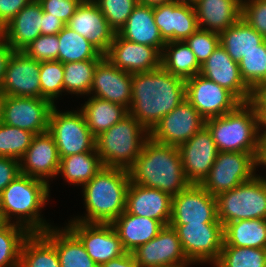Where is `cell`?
I'll list each match as a JSON object with an SVG mask.
<instances>
[{"instance_id":"1","label":"cell","mask_w":266,"mask_h":267,"mask_svg":"<svg viewBox=\"0 0 266 267\" xmlns=\"http://www.w3.org/2000/svg\"><path fill=\"white\" fill-rule=\"evenodd\" d=\"M186 100L185 80L162 67L132 74V97L128 113L149 132L163 116Z\"/></svg>"},{"instance_id":"2","label":"cell","mask_w":266,"mask_h":267,"mask_svg":"<svg viewBox=\"0 0 266 267\" xmlns=\"http://www.w3.org/2000/svg\"><path fill=\"white\" fill-rule=\"evenodd\" d=\"M128 171L130 182L159 189L172 197L191 184L185 177L179 148L156 142L151 137Z\"/></svg>"},{"instance_id":"3","label":"cell","mask_w":266,"mask_h":267,"mask_svg":"<svg viewBox=\"0 0 266 267\" xmlns=\"http://www.w3.org/2000/svg\"><path fill=\"white\" fill-rule=\"evenodd\" d=\"M50 184L20 174L0 193V211L5 222L24 227L29 233H43L52 227L40 215L50 195ZM12 216L16 221H11ZM42 217V218H41Z\"/></svg>"},{"instance_id":"4","label":"cell","mask_w":266,"mask_h":267,"mask_svg":"<svg viewBox=\"0 0 266 267\" xmlns=\"http://www.w3.org/2000/svg\"><path fill=\"white\" fill-rule=\"evenodd\" d=\"M129 185L128 170L104 166L82 186L87 214L70 221L111 224L125 211Z\"/></svg>"},{"instance_id":"5","label":"cell","mask_w":266,"mask_h":267,"mask_svg":"<svg viewBox=\"0 0 266 267\" xmlns=\"http://www.w3.org/2000/svg\"><path fill=\"white\" fill-rule=\"evenodd\" d=\"M219 152H245L255 157L259 144V115L250 102L206 120Z\"/></svg>"},{"instance_id":"6","label":"cell","mask_w":266,"mask_h":267,"mask_svg":"<svg viewBox=\"0 0 266 267\" xmlns=\"http://www.w3.org/2000/svg\"><path fill=\"white\" fill-rule=\"evenodd\" d=\"M149 137V131L128 113L96 137L95 148L105 167L129 170Z\"/></svg>"},{"instance_id":"7","label":"cell","mask_w":266,"mask_h":267,"mask_svg":"<svg viewBox=\"0 0 266 267\" xmlns=\"http://www.w3.org/2000/svg\"><path fill=\"white\" fill-rule=\"evenodd\" d=\"M216 199L217 218L223 226L243 219H266V186L258 174Z\"/></svg>"},{"instance_id":"8","label":"cell","mask_w":266,"mask_h":267,"mask_svg":"<svg viewBox=\"0 0 266 267\" xmlns=\"http://www.w3.org/2000/svg\"><path fill=\"white\" fill-rule=\"evenodd\" d=\"M48 131L54 137L60 158L96 150V138L80 110L61 112L55 105L50 113Z\"/></svg>"},{"instance_id":"9","label":"cell","mask_w":266,"mask_h":267,"mask_svg":"<svg viewBox=\"0 0 266 267\" xmlns=\"http://www.w3.org/2000/svg\"><path fill=\"white\" fill-rule=\"evenodd\" d=\"M256 157L245 152H218L211 170L200 185L212 196L236 188L256 175Z\"/></svg>"},{"instance_id":"10","label":"cell","mask_w":266,"mask_h":267,"mask_svg":"<svg viewBox=\"0 0 266 267\" xmlns=\"http://www.w3.org/2000/svg\"><path fill=\"white\" fill-rule=\"evenodd\" d=\"M172 226L191 264H215L219 259L224 237L222 223H187Z\"/></svg>"},{"instance_id":"11","label":"cell","mask_w":266,"mask_h":267,"mask_svg":"<svg viewBox=\"0 0 266 267\" xmlns=\"http://www.w3.org/2000/svg\"><path fill=\"white\" fill-rule=\"evenodd\" d=\"M54 105L44 98L0 95V121L34 134L49 130Z\"/></svg>"},{"instance_id":"12","label":"cell","mask_w":266,"mask_h":267,"mask_svg":"<svg viewBox=\"0 0 266 267\" xmlns=\"http://www.w3.org/2000/svg\"><path fill=\"white\" fill-rule=\"evenodd\" d=\"M186 100L205 119L233 111L241 102L227 89L198 74L185 80Z\"/></svg>"},{"instance_id":"13","label":"cell","mask_w":266,"mask_h":267,"mask_svg":"<svg viewBox=\"0 0 266 267\" xmlns=\"http://www.w3.org/2000/svg\"><path fill=\"white\" fill-rule=\"evenodd\" d=\"M221 223L217 218V199L200 184H190L172 197L169 225Z\"/></svg>"},{"instance_id":"14","label":"cell","mask_w":266,"mask_h":267,"mask_svg":"<svg viewBox=\"0 0 266 267\" xmlns=\"http://www.w3.org/2000/svg\"><path fill=\"white\" fill-rule=\"evenodd\" d=\"M69 222L66 227L81 241L88 255L99 267L126 253L111 224Z\"/></svg>"},{"instance_id":"15","label":"cell","mask_w":266,"mask_h":267,"mask_svg":"<svg viewBox=\"0 0 266 267\" xmlns=\"http://www.w3.org/2000/svg\"><path fill=\"white\" fill-rule=\"evenodd\" d=\"M205 125L206 120L187 100H184L163 116L149 133L156 142L179 147Z\"/></svg>"},{"instance_id":"16","label":"cell","mask_w":266,"mask_h":267,"mask_svg":"<svg viewBox=\"0 0 266 267\" xmlns=\"http://www.w3.org/2000/svg\"><path fill=\"white\" fill-rule=\"evenodd\" d=\"M141 267H187V259L176 230L164 226L158 235L132 252Z\"/></svg>"},{"instance_id":"17","label":"cell","mask_w":266,"mask_h":267,"mask_svg":"<svg viewBox=\"0 0 266 267\" xmlns=\"http://www.w3.org/2000/svg\"><path fill=\"white\" fill-rule=\"evenodd\" d=\"M40 62L14 51L7 63L0 95L41 98Z\"/></svg>"},{"instance_id":"18","label":"cell","mask_w":266,"mask_h":267,"mask_svg":"<svg viewBox=\"0 0 266 267\" xmlns=\"http://www.w3.org/2000/svg\"><path fill=\"white\" fill-rule=\"evenodd\" d=\"M178 148L185 177L191 184H200L211 170L219 152L210 130L205 125Z\"/></svg>"},{"instance_id":"19","label":"cell","mask_w":266,"mask_h":267,"mask_svg":"<svg viewBox=\"0 0 266 267\" xmlns=\"http://www.w3.org/2000/svg\"><path fill=\"white\" fill-rule=\"evenodd\" d=\"M153 17L165 42L185 41L198 29L194 5L180 0L153 6Z\"/></svg>"},{"instance_id":"20","label":"cell","mask_w":266,"mask_h":267,"mask_svg":"<svg viewBox=\"0 0 266 267\" xmlns=\"http://www.w3.org/2000/svg\"><path fill=\"white\" fill-rule=\"evenodd\" d=\"M104 56L117 68L130 74L150 72L161 67V53L155 47L130 42L117 33Z\"/></svg>"},{"instance_id":"21","label":"cell","mask_w":266,"mask_h":267,"mask_svg":"<svg viewBox=\"0 0 266 267\" xmlns=\"http://www.w3.org/2000/svg\"><path fill=\"white\" fill-rule=\"evenodd\" d=\"M199 74L230 91L241 103L250 102L252 90L242 80L238 62L221 44L201 65Z\"/></svg>"},{"instance_id":"22","label":"cell","mask_w":266,"mask_h":267,"mask_svg":"<svg viewBox=\"0 0 266 267\" xmlns=\"http://www.w3.org/2000/svg\"><path fill=\"white\" fill-rule=\"evenodd\" d=\"M60 157L54 137L49 131L35 134L30 147L20 159L21 174L49 183L58 176Z\"/></svg>"},{"instance_id":"23","label":"cell","mask_w":266,"mask_h":267,"mask_svg":"<svg viewBox=\"0 0 266 267\" xmlns=\"http://www.w3.org/2000/svg\"><path fill=\"white\" fill-rule=\"evenodd\" d=\"M91 94L129 109L132 97V74L120 70L104 56L97 63L90 96Z\"/></svg>"},{"instance_id":"24","label":"cell","mask_w":266,"mask_h":267,"mask_svg":"<svg viewBox=\"0 0 266 267\" xmlns=\"http://www.w3.org/2000/svg\"><path fill=\"white\" fill-rule=\"evenodd\" d=\"M66 25L90 41L102 54L108 51L116 33L93 0H82Z\"/></svg>"},{"instance_id":"25","label":"cell","mask_w":266,"mask_h":267,"mask_svg":"<svg viewBox=\"0 0 266 267\" xmlns=\"http://www.w3.org/2000/svg\"><path fill=\"white\" fill-rule=\"evenodd\" d=\"M125 212L160 221L169 225L172 213V196L156 188L130 182Z\"/></svg>"},{"instance_id":"26","label":"cell","mask_w":266,"mask_h":267,"mask_svg":"<svg viewBox=\"0 0 266 267\" xmlns=\"http://www.w3.org/2000/svg\"><path fill=\"white\" fill-rule=\"evenodd\" d=\"M42 5L32 0L1 30L0 35L14 51H22L41 35Z\"/></svg>"},{"instance_id":"27","label":"cell","mask_w":266,"mask_h":267,"mask_svg":"<svg viewBox=\"0 0 266 267\" xmlns=\"http://www.w3.org/2000/svg\"><path fill=\"white\" fill-rule=\"evenodd\" d=\"M242 0H197L198 28L220 34L241 18Z\"/></svg>"},{"instance_id":"28","label":"cell","mask_w":266,"mask_h":267,"mask_svg":"<svg viewBox=\"0 0 266 267\" xmlns=\"http://www.w3.org/2000/svg\"><path fill=\"white\" fill-rule=\"evenodd\" d=\"M117 34L130 42L155 47L160 53L166 44L155 24L153 6L150 5L138 3Z\"/></svg>"},{"instance_id":"29","label":"cell","mask_w":266,"mask_h":267,"mask_svg":"<svg viewBox=\"0 0 266 267\" xmlns=\"http://www.w3.org/2000/svg\"><path fill=\"white\" fill-rule=\"evenodd\" d=\"M111 225L117 232L124 250L129 253L152 240L164 227L160 221L125 211Z\"/></svg>"},{"instance_id":"30","label":"cell","mask_w":266,"mask_h":267,"mask_svg":"<svg viewBox=\"0 0 266 267\" xmlns=\"http://www.w3.org/2000/svg\"><path fill=\"white\" fill-rule=\"evenodd\" d=\"M43 234L54 244L60 267H99L81 241L67 228H48Z\"/></svg>"},{"instance_id":"31","label":"cell","mask_w":266,"mask_h":267,"mask_svg":"<svg viewBox=\"0 0 266 267\" xmlns=\"http://www.w3.org/2000/svg\"><path fill=\"white\" fill-rule=\"evenodd\" d=\"M86 124L96 138L128 114L123 105L91 96L80 108Z\"/></svg>"},{"instance_id":"32","label":"cell","mask_w":266,"mask_h":267,"mask_svg":"<svg viewBox=\"0 0 266 267\" xmlns=\"http://www.w3.org/2000/svg\"><path fill=\"white\" fill-rule=\"evenodd\" d=\"M223 245L266 249V219H243L223 226Z\"/></svg>"},{"instance_id":"33","label":"cell","mask_w":266,"mask_h":267,"mask_svg":"<svg viewBox=\"0 0 266 267\" xmlns=\"http://www.w3.org/2000/svg\"><path fill=\"white\" fill-rule=\"evenodd\" d=\"M220 44L235 61L239 62L247 53L257 49L265 38L242 18L219 34Z\"/></svg>"},{"instance_id":"34","label":"cell","mask_w":266,"mask_h":267,"mask_svg":"<svg viewBox=\"0 0 266 267\" xmlns=\"http://www.w3.org/2000/svg\"><path fill=\"white\" fill-rule=\"evenodd\" d=\"M161 67L184 80L200 73L201 65L185 41L166 42L161 52Z\"/></svg>"},{"instance_id":"35","label":"cell","mask_w":266,"mask_h":267,"mask_svg":"<svg viewBox=\"0 0 266 267\" xmlns=\"http://www.w3.org/2000/svg\"><path fill=\"white\" fill-rule=\"evenodd\" d=\"M103 167L104 165L95 150L60 158L58 174L62 175L69 184L82 187Z\"/></svg>"},{"instance_id":"36","label":"cell","mask_w":266,"mask_h":267,"mask_svg":"<svg viewBox=\"0 0 266 267\" xmlns=\"http://www.w3.org/2000/svg\"><path fill=\"white\" fill-rule=\"evenodd\" d=\"M18 267H60L54 244L43 233H30L22 244Z\"/></svg>"},{"instance_id":"37","label":"cell","mask_w":266,"mask_h":267,"mask_svg":"<svg viewBox=\"0 0 266 267\" xmlns=\"http://www.w3.org/2000/svg\"><path fill=\"white\" fill-rule=\"evenodd\" d=\"M59 40L58 61L62 63L102 59V54L90 41L67 25L57 34Z\"/></svg>"},{"instance_id":"38","label":"cell","mask_w":266,"mask_h":267,"mask_svg":"<svg viewBox=\"0 0 266 267\" xmlns=\"http://www.w3.org/2000/svg\"><path fill=\"white\" fill-rule=\"evenodd\" d=\"M101 59H90L80 62L63 63L64 93L90 95L94 72Z\"/></svg>"},{"instance_id":"39","label":"cell","mask_w":266,"mask_h":267,"mask_svg":"<svg viewBox=\"0 0 266 267\" xmlns=\"http://www.w3.org/2000/svg\"><path fill=\"white\" fill-rule=\"evenodd\" d=\"M29 234L15 223L5 222L0 226V267H18L21 247Z\"/></svg>"},{"instance_id":"40","label":"cell","mask_w":266,"mask_h":267,"mask_svg":"<svg viewBox=\"0 0 266 267\" xmlns=\"http://www.w3.org/2000/svg\"><path fill=\"white\" fill-rule=\"evenodd\" d=\"M214 267H266V249L223 245Z\"/></svg>"},{"instance_id":"41","label":"cell","mask_w":266,"mask_h":267,"mask_svg":"<svg viewBox=\"0 0 266 267\" xmlns=\"http://www.w3.org/2000/svg\"><path fill=\"white\" fill-rule=\"evenodd\" d=\"M34 133L0 121V157L20 160L30 147Z\"/></svg>"},{"instance_id":"42","label":"cell","mask_w":266,"mask_h":267,"mask_svg":"<svg viewBox=\"0 0 266 267\" xmlns=\"http://www.w3.org/2000/svg\"><path fill=\"white\" fill-rule=\"evenodd\" d=\"M238 65L242 80L251 90L266 81V39L242 57Z\"/></svg>"},{"instance_id":"43","label":"cell","mask_w":266,"mask_h":267,"mask_svg":"<svg viewBox=\"0 0 266 267\" xmlns=\"http://www.w3.org/2000/svg\"><path fill=\"white\" fill-rule=\"evenodd\" d=\"M63 73V63L60 61L40 62L41 98L47 99L54 106L57 97L64 93Z\"/></svg>"},{"instance_id":"44","label":"cell","mask_w":266,"mask_h":267,"mask_svg":"<svg viewBox=\"0 0 266 267\" xmlns=\"http://www.w3.org/2000/svg\"><path fill=\"white\" fill-rule=\"evenodd\" d=\"M109 26L117 33L138 4L137 0H93Z\"/></svg>"},{"instance_id":"45","label":"cell","mask_w":266,"mask_h":267,"mask_svg":"<svg viewBox=\"0 0 266 267\" xmlns=\"http://www.w3.org/2000/svg\"><path fill=\"white\" fill-rule=\"evenodd\" d=\"M185 42L195 54L198 63L202 65L220 44V36L218 33L198 28Z\"/></svg>"},{"instance_id":"46","label":"cell","mask_w":266,"mask_h":267,"mask_svg":"<svg viewBox=\"0 0 266 267\" xmlns=\"http://www.w3.org/2000/svg\"><path fill=\"white\" fill-rule=\"evenodd\" d=\"M58 35H39L34 41L27 45L22 51L30 58L39 62L58 61L59 51Z\"/></svg>"},{"instance_id":"47","label":"cell","mask_w":266,"mask_h":267,"mask_svg":"<svg viewBox=\"0 0 266 267\" xmlns=\"http://www.w3.org/2000/svg\"><path fill=\"white\" fill-rule=\"evenodd\" d=\"M241 18L266 39V0H242Z\"/></svg>"},{"instance_id":"48","label":"cell","mask_w":266,"mask_h":267,"mask_svg":"<svg viewBox=\"0 0 266 267\" xmlns=\"http://www.w3.org/2000/svg\"><path fill=\"white\" fill-rule=\"evenodd\" d=\"M44 12L58 17L66 24L82 0H38Z\"/></svg>"},{"instance_id":"49","label":"cell","mask_w":266,"mask_h":267,"mask_svg":"<svg viewBox=\"0 0 266 267\" xmlns=\"http://www.w3.org/2000/svg\"><path fill=\"white\" fill-rule=\"evenodd\" d=\"M20 174V160L0 157V193Z\"/></svg>"},{"instance_id":"50","label":"cell","mask_w":266,"mask_h":267,"mask_svg":"<svg viewBox=\"0 0 266 267\" xmlns=\"http://www.w3.org/2000/svg\"><path fill=\"white\" fill-rule=\"evenodd\" d=\"M32 0H0V30Z\"/></svg>"},{"instance_id":"51","label":"cell","mask_w":266,"mask_h":267,"mask_svg":"<svg viewBox=\"0 0 266 267\" xmlns=\"http://www.w3.org/2000/svg\"><path fill=\"white\" fill-rule=\"evenodd\" d=\"M65 26L66 23L58 17H53L50 13L42 11L41 34H58Z\"/></svg>"},{"instance_id":"52","label":"cell","mask_w":266,"mask_h":267,"mask_svg":"<svg viewBox=\"0 0 266 267\" xmlns=\"http://www.w3.org/2000/svg\"><path fill=\"white\" fill-rule=\"evenodd\" d=\"M250 103L255 110H266V81L258 84L252 90Z\"/></svg>"},{"instance_id":"53","label":"cell","mask_w":266,"mask_h":267,"mask_svg":"<svg viewBox=\"0 0 266 267\" xmlns=\"http://www.w3.org/2000/svg\"><path fill=\"white\" fill-rule=\"evenodd\" d=\"M100 267H141L132 253L126 252L122 256L107 261Z\"/></svg>"},{"instance_id":"54","label":"cell","mask_w":266,"mask_h":267,"mask_svg":"<svg viewBox=\"0 0 266 267\" xmlns=\"http://www.w3.org/2000/svg\"><path fill=\"white\" fill-rule=\"evenodd\" d=\"M14 50L7 44L6 40L0 35V86L2 84L7 63Z\"/></svg>"},{"instance_id":"55","label":"cell","mask_w":266,"mask_h":267,"mask_svg":"<svg viewBox=\"0 0 266 267\" xmlns=\"http://www.w3.org/2000/svg\"><path fill=\"white\" fill-rule=\"evenodd\" d=\"M266 166V136H259L256 166Z\"/></svg>"},{"instance_id":"56","label":"cell","mask_w":266,"mask_h":267,"mask_svg":"<svg viewBox=\"0 0 266 267\" xmlns=\"http://www.w3.org/2000/svg\"><path fill=\"white\" fill-rule=\"evenodd\" d=\"M256 113L259 115V136H266V110H256Z\"/></svg>"},{"instance_id":"57","label":"cell","mask_w":266,"mask_h":267,"mask_svg":"<svg viewBox=\"0 0 266 267\" xmlns=\"http://www.w3.org/2000/svg\"><path fill=\"white\" fill-rule=\"evenodd\" d=\"M140 4L155 6L159 4L173 2L174 0H137Z\"/></svg>"},{"instance_id":"58","label":"cell","mask_w":266,"mask_h":267,"mask_svg":"<svg viewBox=\"0 0 266 267\" xmlns=\"http://www.w3.org/2000/svg\"><path fill=\"white\" fill-rule=\"evenodd\" d=\"M180 1L194 4L197 0H180Z\"/></svg>"},{"instance_id":"59","label":"cell","mask_w":266,"mask_h":267,"mask_svg":"<svg viewBox=\"0 0 266 267\" xmlns=\"http://www.w3.org/2000/svg\"><path fill=\"white\" fill-rule=\"evenodd\" d=\"M5 223L3 217H2V214H1V211H0V226L3 225Z\"/></svg>"},{"instance_id":"60","label":"cell","mask_w":266,"mask_h":267,"mask_svg":"<svg viewBox=\"0 0 266 267\" xmlns=\"http://www.w3.org/2000/svg\"><path fill=\"white\" fill-rule=\"evenodd\" d=\"M260 178L262 179V181L264 182V184H265V186H266V177L260 175Z\"/></svg>"}]
</instances>
